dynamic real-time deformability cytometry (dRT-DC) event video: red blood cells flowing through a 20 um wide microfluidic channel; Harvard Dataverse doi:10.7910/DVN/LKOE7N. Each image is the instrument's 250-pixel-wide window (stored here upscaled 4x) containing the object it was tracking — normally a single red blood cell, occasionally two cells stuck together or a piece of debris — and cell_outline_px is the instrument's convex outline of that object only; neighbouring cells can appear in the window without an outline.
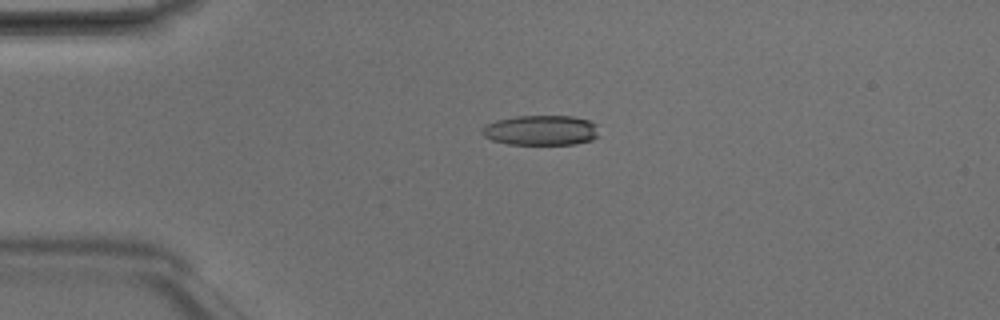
{"species": "Egyptian fruit bat (a non-hibernating species)", "species_latin": "Rousettus aegyptiacus", "temperature_condition": "room temperature", "stored_images_in_passage": 3, "camera_frame_rate_fps": 3000, "um_per_image_px": 0.085, "animal": {"sex": "male"}, "frame": {"image": 1, "passage_image": 3, "time_ms": 0.667, "image_size_px": [1000, 320], "cell_outline_px": [[600, 136], [592, 140], [576, 144], [508, 144], [492, 140], [484, 136], [480, 132], [488, 124], [496, 120], [516, 116], [572, 116], [588, 120], [596, 124]], "centroid_in_image_um": [46.02, 11.08], "position_along_channel_um": 39.0, "area_um2": 20.52}}